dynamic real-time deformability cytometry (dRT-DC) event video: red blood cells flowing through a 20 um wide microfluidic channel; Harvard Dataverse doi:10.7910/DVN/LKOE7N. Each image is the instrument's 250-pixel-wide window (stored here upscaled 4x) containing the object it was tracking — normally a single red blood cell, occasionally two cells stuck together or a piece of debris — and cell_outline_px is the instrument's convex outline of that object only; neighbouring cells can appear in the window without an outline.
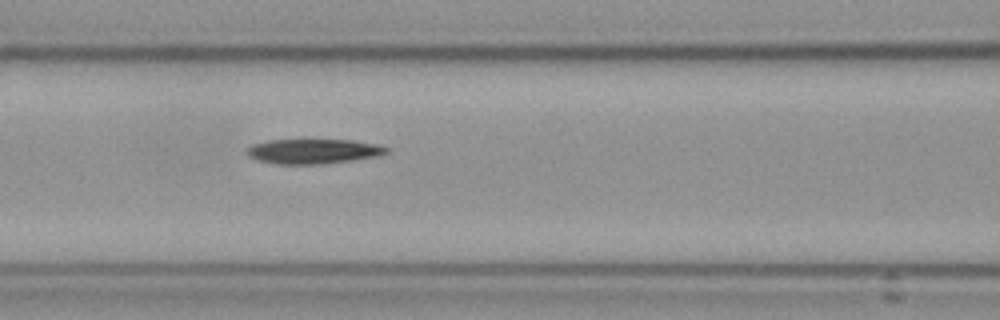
{"species": "Egyptian fruit bat (a non-hibernating species)", "species_latin": "Rousettus aegyptiacus", "temperature_condition": "cold", "stored_images_in_passage": 5, "camera_frame_rate_fps": 3000, "um_per_image_px": 0.085, "frame": {"image": 1, "passage_image": 4, "time_ms": 3.333, "image_size_px": [1000, 320], "cell_outline_px": [[388, 152], [380, 156], [352, 160], [316, 164], [276, 164], [260, 160], [248, 156], [244, 152], [252, 144], [268, 140], [304, 136], [352, 140], [376, 144], [388, 148]], "centroid_in_image_um": [26.59, 12.79], "position_along_channel_um": 140.0, "area_um2": 21.27}}